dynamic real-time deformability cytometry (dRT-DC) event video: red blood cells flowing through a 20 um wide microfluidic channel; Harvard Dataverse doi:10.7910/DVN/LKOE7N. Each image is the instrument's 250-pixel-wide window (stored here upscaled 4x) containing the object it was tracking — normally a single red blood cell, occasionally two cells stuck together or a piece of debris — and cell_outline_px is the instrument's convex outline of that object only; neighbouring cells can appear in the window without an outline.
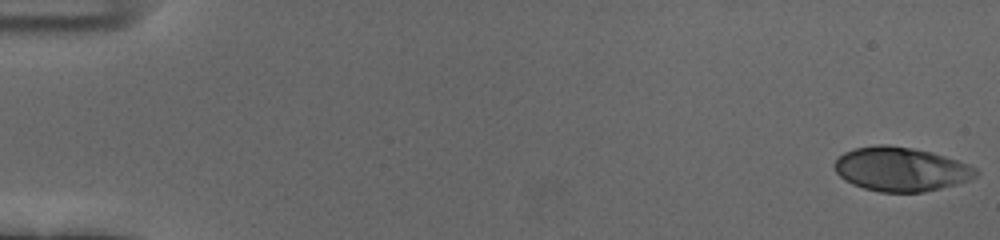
{"species": "human", "species_latin": "Homo sapiens", "temperature_condition": "cold", "stored_images_in_passage": 55, "camera_frame_rate_fps": 3000, "um_per_image_px": 0.085, "donor": {"sex": "female"}, "frame": {"image": 1, "passage_image": 1, "time_ms": 0.0, "image_size_px": [1000, 240], "cell_outline_px": [[980, 172], [976, 176], [968, 180], [956, 184], [924, 192], [880, 192], [864, 188], [852, 184], [844, 180], [836, 172], [832, 164], [844, 152], [856, 148], [876, 144], [888, 144], [912, 148], [932, 152], [968, 164], [976, 168]], "centroid_in_image_um": [76.56, 14.38], "position_along_channel_um": 8.4, "area_um2": 36.36}}
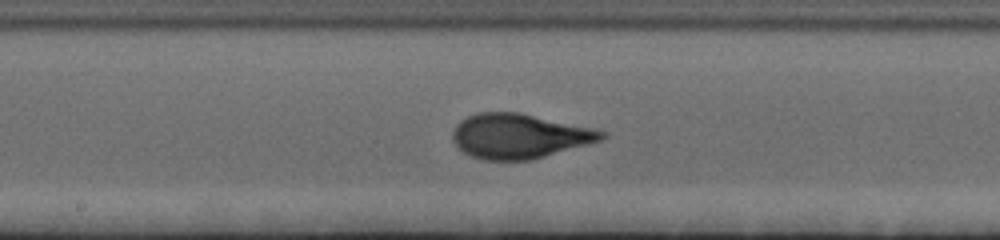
{"frame": {"image": 2, "passage_image": 30, "time_ms": 9.667, "image_size_px": [1000, 240], "cell_outline_px": [[608, 136], [600, 140], [588, 144], [532, 160], [484, 160], [472, 156], [464, 152], [452, 140], [452, 132], [456, 124], [460, 120], [476, 112], [520, 112], [592, 128], [608, 132]], "centroid_in_image_um": [44.13, 11.56], "position_along_channel_um": 204.1, "area_um2": 38.84}}
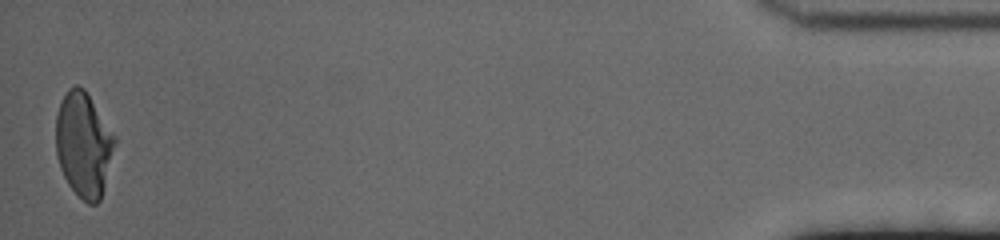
{"frame": {"image": 3, "passage_image": 55, "time_ms": 18.0, "image_size_px": [1000, 240], "cell_outline_px": [[116, 144], [100, 200], [96, 204], [88, 204], [68, 184], [60, 168], [56, 156], [56, 116], [60, 100], [68, 88], [76, 84], [84, 88], [116, 136]], "centroid_in_image_um": [7.1, 12.25], "position_along_channel_um": 428.1, "area_um2": 36.01}, "authors_computed_cell_mechanics": {"area_um2": 37.1654, "velocity_mm_per_s": 3.6848, "shape_relaxation_time_tau1_ms": 3.8365, "shape_relaxation_time_tau2_ms": null, "deformation_change_tau1": 0.202, "deformation_change_tau2": null}}